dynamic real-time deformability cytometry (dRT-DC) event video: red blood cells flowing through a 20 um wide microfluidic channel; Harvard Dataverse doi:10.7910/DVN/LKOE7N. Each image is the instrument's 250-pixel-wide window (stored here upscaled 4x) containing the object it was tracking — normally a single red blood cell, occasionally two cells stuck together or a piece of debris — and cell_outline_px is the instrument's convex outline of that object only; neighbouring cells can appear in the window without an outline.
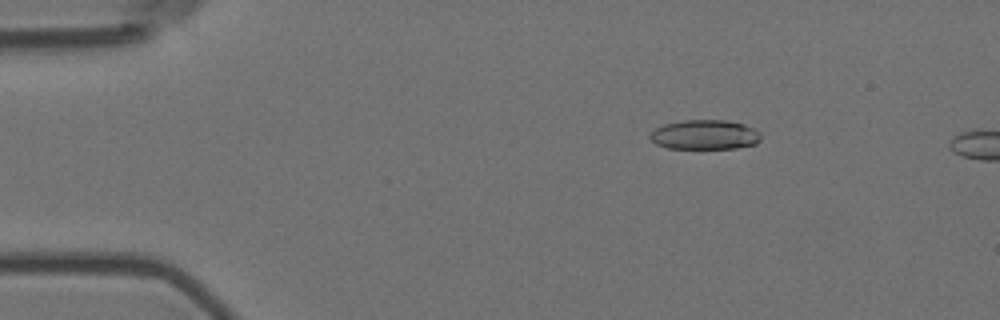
{"species": "Egyptian fruit bat (a non-hibernating species)", "species_latin": "Rousettus aegyptiacus", "temperature_condition": "room temperature", "stored_images_in_passage": 55, "camera_frame_rate_fps": 3000, "um_per_image_px": 0.085, "animal": {"sex": "female"}, "frame": {"image": 1, "passage_image": 9, "time_ms": 2.667, "image_size_px": [1000, 320], "cell_outline_px": [[760, 140], [756, 144], [736, 148], [668, 148], [656, 144], [648, 136], [656, 128], [664, 124], [684, 120], [728, 120], [744, 124], [760, 132]], "centroid_in_image_um": [59.92, 11.45], "position_along_channel_um": 25.1, "area_um2": 19.07}}
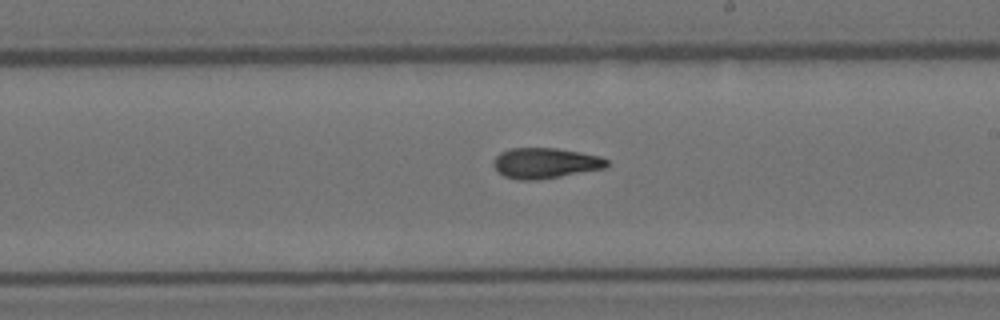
{"frame": {"image": 2, "passage_image": 33, "time_ms": 10.667, "image_size_px": [1000, 320], "cell_outline_px": [[608, 164], [604, 168], [560, 176], [536, 180], [516, 180], [504, 176], [492, 164], [496, 156], [500, 152], [512, 148], [556, 148], [580, 152], [600, 156], [608, 160]], "centroid_in_image_um": [46.33, 13.86], "position_along_channel_um": 242.7, "area_um2": 20.0}}
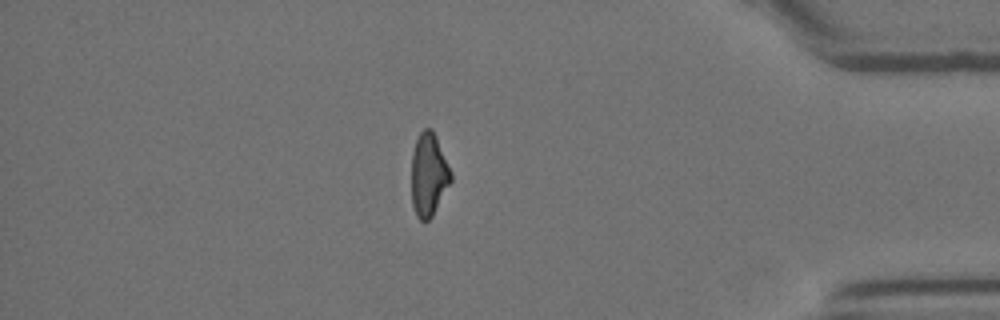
{"frame": {"image": 3, "passage_image": 49, "time_ms": 16.0, "image_size_px": [1000, 320], "cell_outline_px": [[452, 180], [432, 216], [424, 224], [416, 216], [412, 204], [412, 152], [416, 140], [420, 132], [424, 128], [432, 128], [436, 136], [452, 172]], "centroid_in_image_um": [36.44, 14.85], "position_along_channel_um": 398.8, "area_um2": 19.19}, "authors_computed_cell_mechanics": {"area_um2": 19.8832, "velocity_mm_per_s": 3.5818, "shape_relaxation_time_tau1_ms": null, "shape_relaxation_time_tau2_ms": 4.9074, "deformation_change_tau1": null, "deformation_change_tau2": 0.1435}}